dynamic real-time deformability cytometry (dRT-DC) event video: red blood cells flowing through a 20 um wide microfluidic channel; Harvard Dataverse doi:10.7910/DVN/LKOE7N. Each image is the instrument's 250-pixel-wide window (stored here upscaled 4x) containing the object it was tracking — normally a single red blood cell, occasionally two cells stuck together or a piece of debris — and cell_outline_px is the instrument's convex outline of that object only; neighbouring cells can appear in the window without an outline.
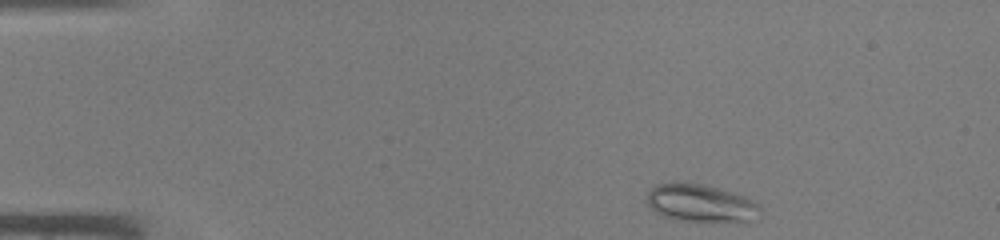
{"species": "common noctule bat (a hibernating species)", "species_latin": "Nyctalus noctula", "temperature_condition": "warm", "stored_images_in_passage": 39, "camera_frame_rate_fps": 3000, "um_per_image_px": 0.085, "animal": {"sex": "male", "body_mass_g": 19.0, "forearm_length_mm": 50.8}, "frame": {"image": 1, "passage_image": 1, "time_ms": 0.0, "image_size_px": [1000, 240], "cell_outline_px": [[760, 220], [684, 220], [664, 216], [656, 212], [648, 204], [648, 192], [656, 184], [704, 184], [736, 192], [760, 204]], "centroid_in_image_um": [59.64, 17.26], "position_along_channel_um": 25.4, "area_um2": 24.22}}
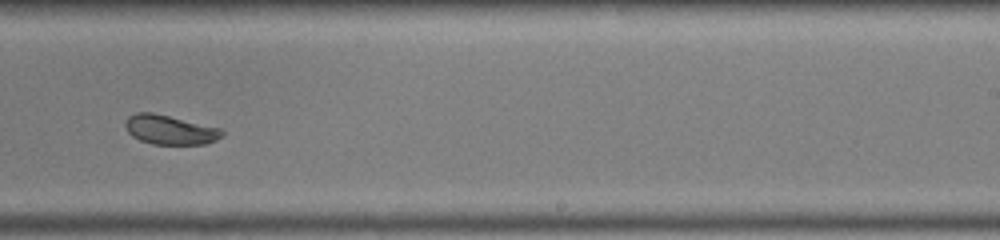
{"frame": {"image": 2, "passage_image": 23, "time_ms": 7.333, "image_size_px": [1000, 240], "cell_outline_px": [[224, 136], [216, 140], [204, 144], [152, 144], [140, 140], [132, 136], [128, 132], [124, 124], [124, 120], [128, 116], [136, 112], [152, 112], [220, 128], [224, 132]], "centroid_in_image_um": [14.42, 11.03], "position_along_channel_um": 274.6, "area_um2": 16.59}}
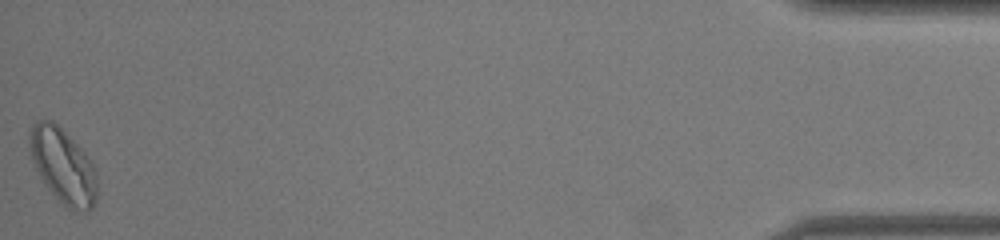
{"frame": {"image": 3, "passage_image": 39, "time_ms": 12.667, "image_size_px": [1000, 240], "cell_outline_px": [[96, 200], [92, 208], [88, 212], [72, 212], [60, 204], [48, 188], [40, 176], [32, 160], [28, 140], [28, 132], [32, 124], [36, 120], [52, 120], [88, 156], [96, 172]], "centroid_in_image_um": [5.34, 14.15], "position_along_channel_um": 429.9, "area_um2": 29.59}}